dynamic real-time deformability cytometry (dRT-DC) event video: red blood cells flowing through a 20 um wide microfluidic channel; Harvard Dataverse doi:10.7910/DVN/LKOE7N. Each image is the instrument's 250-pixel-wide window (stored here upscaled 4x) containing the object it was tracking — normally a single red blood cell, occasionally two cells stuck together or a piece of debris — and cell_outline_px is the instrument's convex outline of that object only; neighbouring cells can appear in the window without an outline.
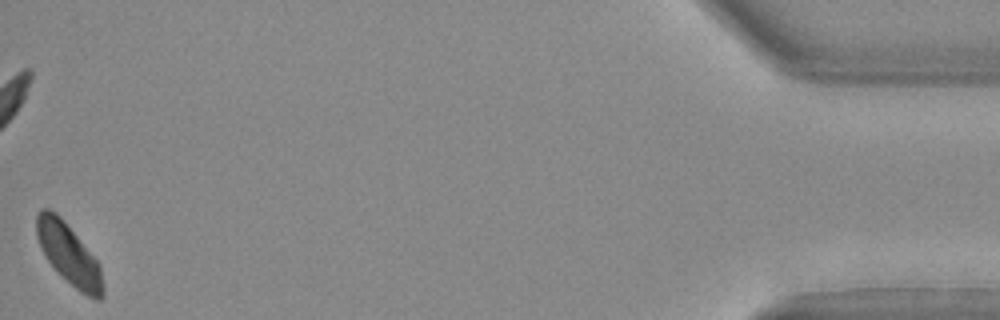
{"species": "Egyptian fruit bat (a non-hibernating species)", "species_latin": "Rousettus aegyptiacus", "temperature_condition": "warm", "stored_images_in_passage": 28, "camera_frame_rate_fps": 3000, "um_per_image_px": 0.085, "animal": {"sex": "female"}, "frame": {"image": 1, "passage_image": 28, "time_ms": 9.0, "image_size_px": [1000, 320], "cell_outline_px": [[104, 296], [100, 300], [96, 300], [80, 292], [44, 256], [40, 248], [36, 236], [36, 216], [40, 208], [48, 208], [56, 212], [64, 220], [100, 264], [104, 288]], "centroid_in_image_um": [5.85, 21.58], "position_along_channel_um": 429.4, "area_um2": 23.35}}